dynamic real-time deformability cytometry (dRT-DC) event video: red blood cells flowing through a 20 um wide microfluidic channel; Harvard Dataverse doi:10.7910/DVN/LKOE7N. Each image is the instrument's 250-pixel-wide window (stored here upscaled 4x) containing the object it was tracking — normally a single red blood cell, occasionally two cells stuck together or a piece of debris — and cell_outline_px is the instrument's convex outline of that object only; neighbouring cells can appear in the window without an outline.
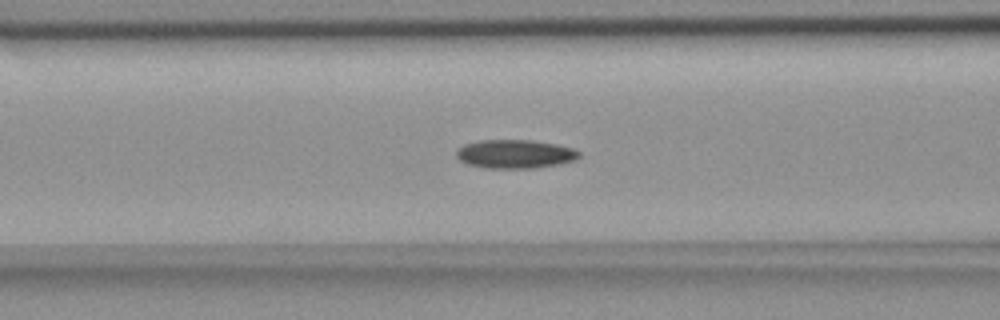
{"species": "common noctule bat (a hibernating species)", "species_latin": "Nyctalus noctula", "temperature_condition": "room temperature", "stored_images_in_passage": 41, "camera_frame_rate_fps": 3000, "um_per_image_px": 0.085, "animal": {"sex": "female", "body_mass_g": 18.4}, "frame": {"image": 1, "passage_image": 7, "time_ms": 2.0, "image_size_px": [1000, 320], "cell_outline_px": [[580, 156], [576, 160], [560, 164], [536, 168], [484, 168], [468, 164], [460, 160], [456, 156], [456, 152], [464, 144], [480, 140], [532, 140], [556, 144], [572, 148], [580, 152]], "centroid_in_image_um": [43.8, 13.09], "position_along_channel_um": 122.8, "area_um2": 20.58}}
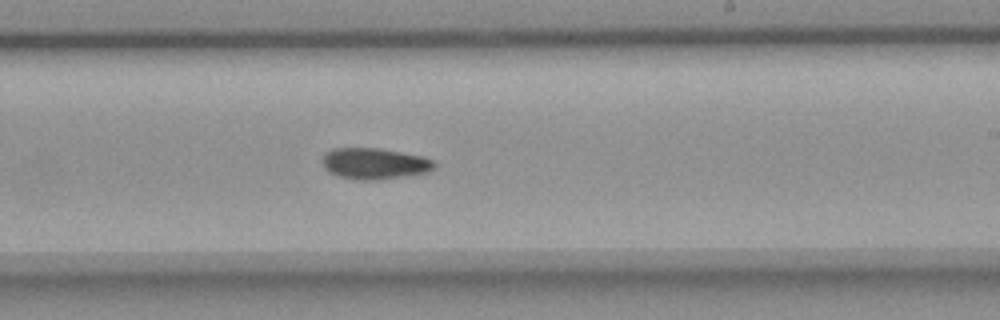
{"frame": {"image": 2, "passage_image": 18, "time_ms": 5.667, "image_size_px": [1000, 320], "cell_outline_px": [[436, 168], [428, 172], [380, 180], [356, 180], [340, 176], [328, 172], [324, 168], [320, 160], [324, 152], [332, 148], [380, 148], [420, 156], [432, 160], [436, 164]], "centroid_in_image_um": [31.78, 13.9], "position_along_channel_um": 257.2, "area_um2": 20.58}}
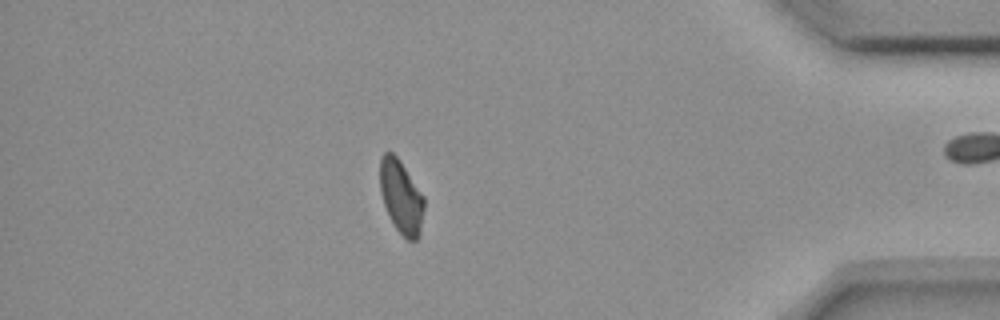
{"frame": {"image": 3, "passage_image": 33, "time_ms": 10.667, "image_size_px": [1000, 320], "cell_outline_px": [[424, 208], [420, 236], [416, 240], [408, 240], [396, 228], [388, 216], [380, 192], [380, 156], [384, 152], [392, 152], [400, 160], [424, 196]], "centroid_in_image_um": [34.1, 16.72], "position_along_channel_um": 401.1, "area_um2": 18.96}, "authors_computed_cell_mechanics": {"area_um2": 19.7676, "velocity_mm_per_s": 3.6836, "shape_relaxation_time_tau1_ms": 7.3902, "shape_relaxation_time_tau2_ms": null, "deformation_change_tau1": 0.1538, "deformation_change_tau2": null}}